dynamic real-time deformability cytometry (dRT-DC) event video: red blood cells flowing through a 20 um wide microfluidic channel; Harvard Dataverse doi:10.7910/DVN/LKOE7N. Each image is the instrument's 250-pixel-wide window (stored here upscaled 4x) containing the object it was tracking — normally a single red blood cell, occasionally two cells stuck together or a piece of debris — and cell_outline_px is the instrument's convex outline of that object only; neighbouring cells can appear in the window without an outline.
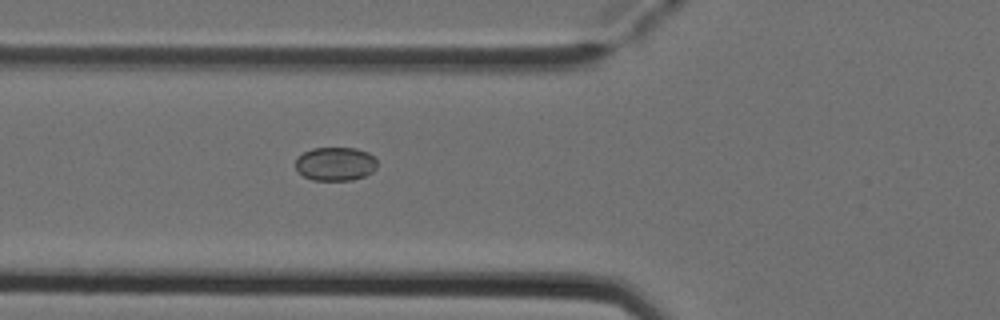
{"species": "Egyptian fruit bat (a non-hibernating species)", "species_latin": "Rousettus aegyptiacus", "temperature_condition": "cold", "stored_images_in_passage": 3, "camera_frame_rate_fps": 3000, "um_per_image_px": 0.085, "animal": {"sex": "female"}, "frame": {"image": 1, "passage_image": 3, "time_ms": 0.667, "image_size_px": [1000, 320], "cell_outline_px": [[376, 168], [372, 172], [364, 176], [352, 180], [312, 180], [304, 176], [296, 168], [296, 156], [312, 148], [356, 148], [368, 152], [376, 160]], "centroid_in_image_um": [28.5, 13.92], "position_along_channel_um": 97.3, "area_um2": 16.01}}